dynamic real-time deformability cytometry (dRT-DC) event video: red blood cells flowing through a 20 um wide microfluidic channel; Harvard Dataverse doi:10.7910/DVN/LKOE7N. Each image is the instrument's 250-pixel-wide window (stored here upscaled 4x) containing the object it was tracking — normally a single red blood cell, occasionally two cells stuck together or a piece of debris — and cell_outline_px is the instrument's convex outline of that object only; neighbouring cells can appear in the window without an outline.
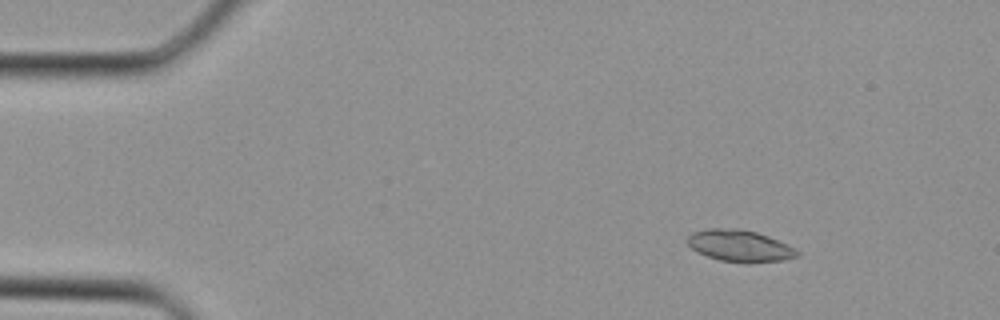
{"species": "Egyptian fruit bat (a non-hibernating species)", "species_latin": "Rousettus aegyptiacus", "temperature_condition": "cold", "stored_images_in_passage": 36, "camera_frame_rate_fps": 3000, "um_per_image_px": 0.085, "animal": {"sex": "female"}, "frame": {"image": 1, "passage_image": 5, "time_ms": 1.333, "image_size_px": [1000, 320], "cell_outline_px": [[800, 256], [784, 260], [720, 260], [708, 256], [692, 248], [684, 240], [692, 232], [708, 228], [740, 228], [756, 232], [768, 236], [788, 244], [800, 252]], "centroid_in_image_um": [62.86, 20.84], "position_along_channel_um": 22.1, "area_um2": 19.65}}
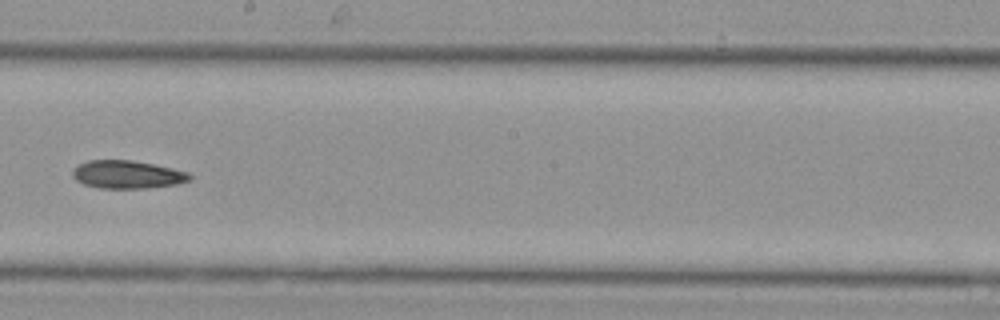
{"frame": {"image": 2, "passage_image": 21, "time_ms": 6.667, "image_size_px": [1000, 320], "cell_outline_px": [[192, 180], [176, 184], [144, 188], [100, 188], [84, 184], [76, 180], [72, 176], [72, 168], [88, 160], [132, 160], [172, 168], [188, 172], [192, 176]], "centroid_in_image_um": [10.81, 14.83], "position_along_channel_um": 237.4, "area_um2": 19.07}}
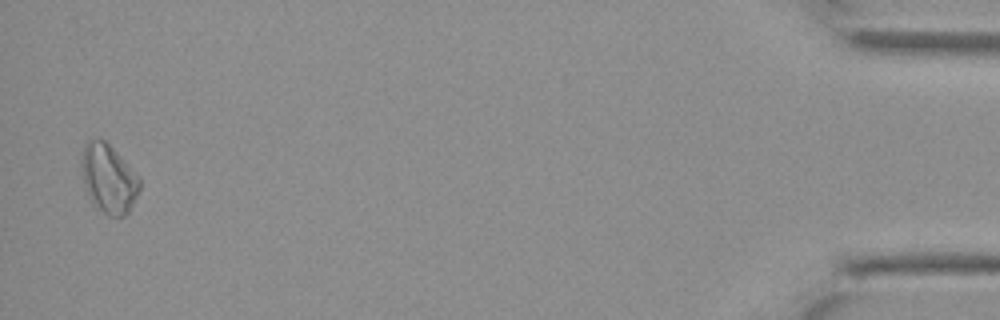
{"frame": {"image": 3, "passage_image": 36, "time_ms": 11.667, "image_size_px": [1000, 320], "cell_outline_px": [[140, 188], [128, 212], [124, 216], [108, 216], [92, 204], [88, 196], [80, 164], [80, 160], [84, 144], [88, 140], [100, 136], [140, 176]], "centroid_in_image_um": [9.21, 15.16], "position_along_channel_um": 426.0, "area_um2": 23.41}}